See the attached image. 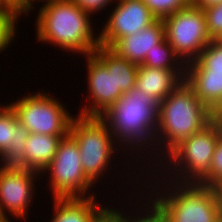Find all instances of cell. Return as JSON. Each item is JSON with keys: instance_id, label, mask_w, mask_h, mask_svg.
<instances>
[{"instance_id": "cell-1", "label": "cell", "mask_w": 222, "mask_h": 222, "mask_svg": "<svg viewBox=\"0 0 222 222\" xmlns=\"http://www.w3.org/2000/svg\"><path fill=\"white\" fill-rule=\"evenodd\" d=\"M216 117L206 105L199 101L193 89L185 81L182 82L159 103L158 124L155 134L156 151H153L149 155L150 157L143 161L146 164L148 160L150 167L144 166L141 170L135 169L134 174L136 175V171H140L141 173H137L140 177L142 172L144 174L143 168L146 167L145 169L151 170L153 165L154 169L155 166L158 168V163H161L176 146L191 135L203 130ZM154 157L156 160L159 158V162ZM149 158H153L152 161L155 164Z\"/></svg>"}, {"instance_id": "cell-2", "label": "cell", "mask_w": 222, "mask_h": 222, "mask_svg": "<svg viewBox=\"0 0 222 222\" xmlns=\"http://www.w3.org/2000/svg\"><path fill=\"white\" fill-rule=\"evenodd\" d=\"M158 108L159 102L154 97L134 86L123 93L100 117L106 122L115 142L123 148L122 153H125V150H133L136 155L142 152L143 155H137L138 159L135 157L140 163L143 158L146 159L144 151L149 157L148 153L151 154L156 148ZM140 158L142 160H139Z\"/></svg>"}, {"instance_id": "cell-3", "label": "cell", "mask_w": 222, "mask_h": 222, "mask_svg": "<svg viewBox=\"0 0 222 222\" xmlns=\"http://www.w3.org/2000/svg\"><path fill=\"white\" fill-rule=\"evenodd\" d=\"M41 5L35 22L37 41L81 56L94 53L100 42L89 12L71 0H48Z\"/></svg>"}, {"instance_id": "cell-4", "label": "cell", "mask_w": 222, "mask_h": 222, "mask_svg": "<svg viewBox=\"0 0 222 222\" xmlns=\"http://www.w3.org/2000/svg\"><path fill=\"white\" fill-rule=\"evenodd\" d=\"M149 171L151 173L147 171L145 175H149L150 181L147 180L149 195L146 191L143 190V192L161 209L168 222H217L222 218L213 188L197 183L175 182L163 178L155 169ZM153 173L154 181L152 178L150 179L153 177ZM156 184L158 185L156 186ZM151 189L152 191L149 192Z\"/></svg>"}, {"instance_id": "cell-5", "label": "cell", "mask_w": 222, "mask_h": 222, "mask_svg": "<svg viewBox=\"0 0 222 222\" xmlns=\"http://www.w3.org/2000/svg\"><path fill=\"white\" fill-rule=\"evenodd\" d=\"M221 134L222 116H217L203 130L191 135L176 146L162 160L163 162L157 165L160 167L156 168V171L168 180L199 184L209 174L215 145ZM162 168L164 171L161 170Z\"/></svg>"}, {"instance_id": "cell-6", "label": "cell", "mask_w": 222, "mask_h": 222, "mask_svg": "<svg viewBox=\"0 0 222 222\" xmlns=\"http://www.w3.org/2000/svg\"><path fill=\"white\" fill-rule=\"evenodd\" d=\"M69 134L78 144L84 174L94 185L99 183V177L103 179L104 173L111 171L109 167L114 166L110 163L120 147L106 122L100 116L78 114L71 120Z\"/></svg>"}, {"instance_id": "cell-7", "label": "cell", "mask_w": 222, "mask_h": 222, "mask_svg": "<svg viewBox=\"0 0 222 222\" xmlns=\"http://www.w3.org/2000/svg\"><path fill=\"white\" fill-rule=\"evenodd\" d=\"M46 172L50 174L46 180L52 189L49 190L52 199L96 196L92 193L96 185L84 174L78 144L69 133L61 139L52 162L41 175L45 176Z\"/></svg>"}, {"instance_id": "cell-8", "label": "cell", "mask_w": 222, "mask_h": 222, "mask_svg": "<svg viewBox=\"0 0 222 222\" xmlns=\"http://www.w3.org/2000/svg\"><path fill=\"white\" fill-rule=\"evenodd\" d=\"M49 94L39 91L29 93L8 104L30 133L67 135L74 116L70 115L62 101Z\"/></svg>"}, {"instance_id": "cell-9", "label": "cell", "mask_w": 222, "mask_h": 222, "mask_svg": "<svg viewBox=\"0 0 222 222\" xmlns=\"http://www.w3.org/2000/svg\"><path fill=\"white\" fill-rule=\"evenodd\" d=\"M165 38L186 65L195 61L213 40L207 30L203 9L190 3L163 19Z\"/></svg>"}, {"instance_id": "cell-10", "label": "cell", "mask_w": 222, "mask_h": 222, "mask_svg": "<svg viewBox=\"0 0 222 222\" xmlns=\"http://www.w3.org/2000/svg\"><path fill=\"white\" fill-rule=\"evenodd\" d=\"M185 82L201 103L222 116V44L212 40L197 60L186 64Z\"/></svg>"}, {"instance_id": "cell-11", "label": "cell", "mask_w": 222, "mask_h": 222, "mask_svg": "<svg viewBox=\"0 0 222 222\" xmlns=\"http://www.w3.org/2000/svg\"><path fill=\"white\" fill-rule=\"evenodd\" d=\"M39 175L25 168L0 166V212L3 217L13 216L26 221L27 211L35 198L34 182Z\"/></svg>"}, {"instance_id": "cell-12", "label": "cell", "mask_w": 222, "mask_h": 222, "mask_svg": "<svg viewBox=\"0 0 222 222\" xmlns=\"http://www.w3.org/2000/svg\"><path fill=\"white\" fill-rule=\"evenodd\" d=\"M99 35L101 46L112 47L120 38L141 31L157 20L143 0H115Z\"/></svg>"}, {"instance_id": "cell-13", "label": "cell", "mask_w": 222, "mask_h": 222, "mask_svg": "<svg viewBox=\"0 0 222 222\" xmlns=\"http://www.w3.org/2000/svg\"><path fill=\"white\" fill-rule=\"evenodd\" d=\"M87 58L88 97L86 103L79 110L80 115L100 116L112 106L123 94L116 89L114 68H107L94 54L84 56ZM92 102V103H91Z\"/></svg>"}, {"instance_id": "cell-14", "label": "cell", "mask_w": 222, "mask_h": 222, "mask_svg": "<svg viewBox=\"0 0 222 222\" xmlns=\"http://www.w3.org/2000/svg\"><path fill=\"white\" fill-rule=\"evenodd\" d=\"M30 132L7 103L0 111V165L21 167Z\"/></svg>"}, {"instance_id": "cell-15", "label": "cell", "mask_w": 222, "mask_h": 222, "mask_svg": "<svg viewBox=\"0 0 222 222\" xmlns=\"http://www.w3.org/2000/svg\"><path fill=\"white\" fill-rule=\"evenodd\" d=\"M164 37V22L162 19H157L141 31L120 38L111 49L129 62L141 65L146 53H150Z\"/></svg>"}, {"instance_id": "cell-16", "label": "cell", "mask_w": 222, "mask_h": 222, "mask_svg": "<svg viewBox=\"0 0 222 222\" xmlns=\"http://www.w3.org/2000/svg\"><path fill=\"white\" fill-rule=\"evenodd\" d=\"M184 81L185 70H169L138 65L135 86L160 103Z\"/></svg>"}, {"instance_id": "cell-17", "label": "cell", "mask_w": 222, "mask_h": 222, "mask_svg": "<svg viewBox=\"0 0 222 222\" xmlns=\"http://www.w3.org/2000/svg\"><path fill=\"white\" fill-rule=\"evenodd\" d=\"M65 136L30 133L26 140L24 164L20 168L42 174L52 162L59 142Z\"/></svg>"}, {"instance_id": "cell-18", "label": "cell", "mask_w": 222, "mask_h": 222, "mask_svg": "<svg viewBox=\"0 0 222 222\" xmlns=\"http://www.w3.org/2000/svg\"><path fill=\"white\" fill-rule=\"evenodd\" d=\"M101 207L102 204L96 202V196L90 198H54V212L50 222H91Z\"/></svg>"}, {"instance_id": "cell-19", "label": "cell", "mask_w": 222, "mask_h": 222, "mask_svg": "<svg viewBox=\"0 0 222 222\" xmlns=\"http://www.w3.org/2000/svg\"><path fill=\"white\" fill-rule=\"evenodd\" d=\"M107 68H114L116 89L130 91L136 83L138 65L119 56L110 47L99 45L93 53Z\"/></svg>"}, {"instance_id": "cell-20", "label": "cell", "mask_w": 222, "mask_h": 222, "mask_svg": "<svg viewBox=\"0 0 222 222\" xmlns=\"http://www.w3.org/2000/svg\"><path fill=\"white\" fill-rule=\"evenodd\" d=\"M141 65L169 70H186V65L176 55L165 37L155 45V48L150 53H146L144 62Z\"/></svg>"}, {"instance_id": "cell-21", "label": "cell", "mask_w": 222, "mask_h": 222, "mask_svg": "<svg viewBox=\"0 0 222 222\" xmlns=\"http://www.w3.org/2000/svg\"><path fill=\"white\" fill-rule=\"evenodd\" d=\"M140 188L142 189V187L140 186L138 188L140 191V193L138 195H141V193H142V195H141V197L138 196L140 198L139 201L143 202L144 198H146V200H145L146 202H145V204L143 203L141 206H139V204H141V203L138 200H136L135 205L136 206L138 205L137 206L138 208L133 207L132 212L129 213L130 215L128 214L129 222H168L166 215L161 211V209L152 200H150L149 197H147V195L145 197L143 190L141 192ZM141 198H142V200H141ZM137 203H139V204H137ZM142 206H143V208H142ZM133 211L135 214L133 213Z\"/></svg>"}, {"instance_id": "cell-22", "label": "cell", "mask_w": 222, "mask_h": 222, "mask_svg": "<svg viewBox=\"0 0 222 222\" xmlns=\"http://www.w3.org/2000/svg\"><path fill=\"white\" fill-rule=\"evenodd\" d=\"M157 19H164L171 14L186 8L188 0H143Z\"/></svg>"}, {"instance_id": "cell-23", "label": "cell", "mask_w": 222, "mask_h": 222, "mask_svg": "<svg viewBox=\"0 0 222 222\" xmlns=\"http://www.w3.org/2000/svg\"><path fill=\"white\" fill-rule=\"evenodd\" d=\"M220 182H222V134L215 145L209 174L199 184L213 188Z\"/></svg>"}, {"instance_id": "cell-24", "label": "cell", "mask_w": 222, "mask_h": 222, "mask_svg": "<svg viewBox=\"0 0 222 222\" xmlns=\"http://www.w3.org/2000/svg\"><path fill=\"white\" fill-rule=\"evenodd\" d=\"M18 19L14 13H0V53L15 41L13 38H16Z\"/></svg>"}, {"instance_id": "cell-25", "label": "cell", "mask_w": 222, "mask_h": 222, "mask_svg": "<svg viewBox=\"0 0 222 222\" xmlns=\"http://www.w3.org/2000/svg\"><path fill=\"white\" fill-rule=\"evenodd\" d=\"M210 37L215 40L222 32V2L203 9Z\"/></svg>"}, {"instance_id": "cell-26", "label": "cell", "mask_w": 222, "mask_h": 222, "mask_svg": "<svg viewBox=\"0 0 222 222\" xmlns=\"http://www.w3.org/2000/svg\"><path fill=\"white\" fill-rule=\"evenodd\" d=\"M108 204L105 206H102L93 216L91 222H129V217L127 215V212L125 213V210L116 209L114 206L107 207ZM124 211V212H123Z\"/></svg>"}, {"instance_id": "cell-27", "label": "cell", "mask_w": 222, "mask_h": 222, "mask_svg": "<svg viewBox=\"0 0 222 222\" xmlns=\"http://www.w3.org/2000/svg\"><path fill=\"white\" fill-rule=\"evenodd\" d=\"M3 2L19 19L22 14H30L35 4L34 0H3Z\"/></svg>"}, {"instance_id": "cell-28", "label": "cell", "mask_w": 222, "mask_h": 222, "mask_svg": "<svg viewBox=\"0 0 222 222\" xmlns=\"http://www.w3.org/2000/svg\"><path fill=\"white\" fill-rule=\"evenodd\" d=\"M78 4L82 9L89 12L90 14L97 13L107 9L108 5H111L115 0H71Z\"/></svg>"}, {"instance_id": "cell-29", "label": "cell", "mask_w": 222, "mask_h": 222, "mask_svg": "<svg viewBox=\"0 0 222 222\" xmlns=\"http://www.w3.org/2000/svg\"><path fill=\"white\" fill-rule=\"evenodd\" d=\"M222 2V0H193L192 4L195 7L201 8V9H205L211 6H215L218 5Z\"/></svg>"}, {"instance_id": "cell-30", "label": "cell", "mask_w": 222, "mask_h": 222, "mask_svg": "<svg viewBox=\"0 0 222 222\" xmlns=\"http://www.w3.org/2000/svg\"><path fill=\"white\" fill-rule=\"evenodd\" d=\"M213 189H214L215 194H216V198H217V201H218V206H219L221 217H222V182H220L219 184L214 186Z\"/></svg>"}, {"instance_id": "cell-31", "label": "cell", "mask_w": 222, "mask_h": 222, "mask_svg": "<svg viewBox=\"0 0 222 222\" xmlns=\"http://www.w3.org/2000/svg\"><path fill=\"white\" fill-rule=\"evenodd\" d=\"M0 13H13L3 2L0 0Z\"/></svg>"}, {"instance_id": "cell-32", "label": "cell", "mask_w": 222, "mask_h": 222, "mask_svg": "<svg viewBox=\"0 0 222 222\" xmlns=\"http://www.w3.org/2000/svg\"><path fill=\"white\" fill-rule=\"evenodd\" d=\"M215 41L218 42L219 44H222V32L217 36Z\"/></svg>"}, {"instance_id": "cell-33", "label": "cell", "mask_w": 222, "mask_h": 222, "mask_svg": "<svg viewBox=\"0 0 222 222\" xmlns=\"http://www.w3.org/2000/svg\"><path fill=\"white\" fill-rule=\"evenodd\" d=\"M0 222H12L8 217H3Z\"/></svg>"}, {"instance_id": "cell-34", "label": "cell", "mask_w": 222, "mask_h": 222, "mask_svg": "<svg viewBox=\"0 0 222 222\" xmlns=\"http://www.w3.org/2000/svg\"><path fill=\"white\" fill-rule=\"evenodd\" d=\"M34 1H36V2H45V1H48V0H34Z\"/></svg>"}, {"instance_id": "cell-35", "label": "cell", "mask_w": 222, "mask_h": 222, "mask_svg": "<svg viewBox=\"0 0 222 222\" xmlns=\"http://www.w3.org/2000/svg\"><path fill=\"white\" fill-rule=\"evenodd\" d=\"M6 104L2 105L0 104V111L2 110V108L5 106Z\"/></svg>"}]
</instances>
